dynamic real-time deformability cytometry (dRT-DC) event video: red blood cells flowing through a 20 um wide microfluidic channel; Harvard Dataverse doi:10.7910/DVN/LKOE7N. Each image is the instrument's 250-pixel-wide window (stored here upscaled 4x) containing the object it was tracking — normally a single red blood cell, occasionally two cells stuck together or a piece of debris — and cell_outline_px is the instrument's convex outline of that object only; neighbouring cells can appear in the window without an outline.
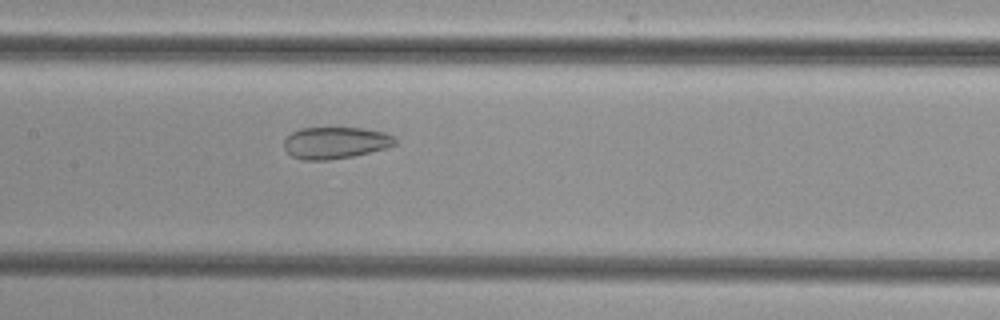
{"species": "common noctule bat (a hibernating species)", "species_latin": "Nyctalus noctula", "temperature_condition": "cold", "stored_images_in_passage": 53, "camera_frame_rate_fps": 3000, "um_per_image_px": 0.085, "animal": {"sex": "female", "body_mass_g": 29.2, "forearm_length_mm": 56.3}, "frame": {"image": 1, "passage_image": 26, "time_ms": 8.333, "image_size_px": [1000, 320], "cell_outline_px": [[396, 144], [388, 148], [352, 156], [328, 160], [304, 160], [292, 156], [284, 148], [284, 140], [292, 132], [300, 128], [364, 128], [384, 132], [392, 136], [396, 140]], "centroid_in_image_um": [28.51, 12.13], "position_along_channel_um": 178.9, "area_um2": 20.52}}
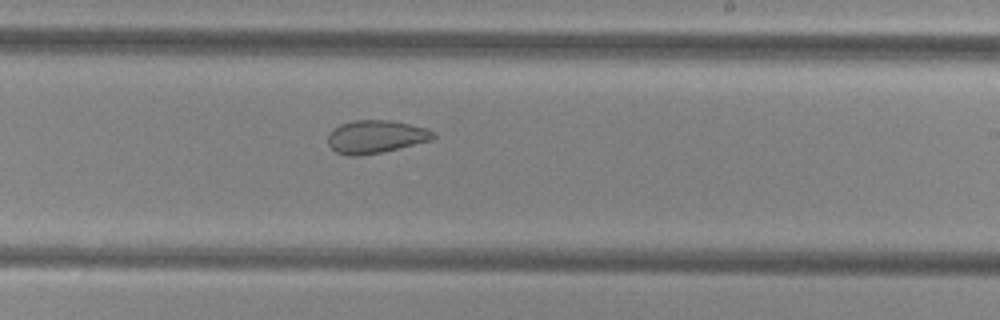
{"frame": {"image": 2, "passage_image": 32, "time_ms": 10.333, "image_size_px": [1000, 320], "cell_outline_px": [[436, 136], [432, 140], [384, 152], [360, 156], [348, 156], [336, 152], [328, 144], [328, 132], [332, 128], [340, 124], [352, 120], [392, 120], [428, 128], [436, 132]], "centroid_in_image_um": [31.95, 11.62], "position_along_channel_um": 257.1, "area_um2": 20.69}}
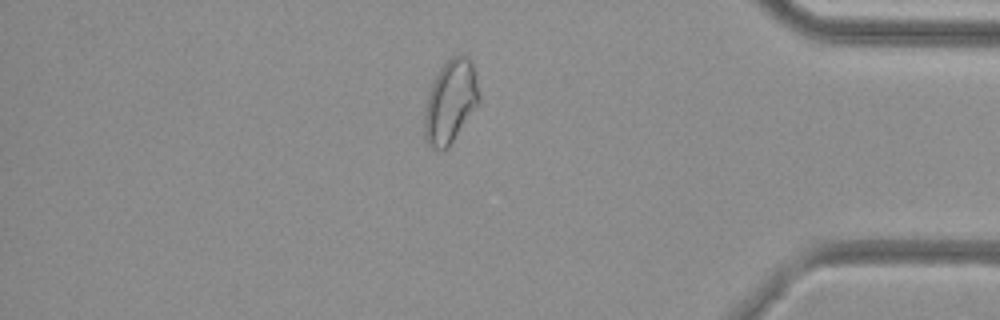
{"frame": {"image": 3, "passage_image": 45, "time_ms": 14.667, "image_size_px": [1000, 320], "cell_outline_px": [[480, 100], [448, 148], [432, 148], [424, 140], [424, 112], [428, 92], [440, 68], [452, 56], [460, 52], [468, 56], [472, 60], [476, 72], [480, 96]], "centroid_in_image_um": [38.3, 8.58], "position_along_channel_um": 396.9, "area_um2": 26.59}}